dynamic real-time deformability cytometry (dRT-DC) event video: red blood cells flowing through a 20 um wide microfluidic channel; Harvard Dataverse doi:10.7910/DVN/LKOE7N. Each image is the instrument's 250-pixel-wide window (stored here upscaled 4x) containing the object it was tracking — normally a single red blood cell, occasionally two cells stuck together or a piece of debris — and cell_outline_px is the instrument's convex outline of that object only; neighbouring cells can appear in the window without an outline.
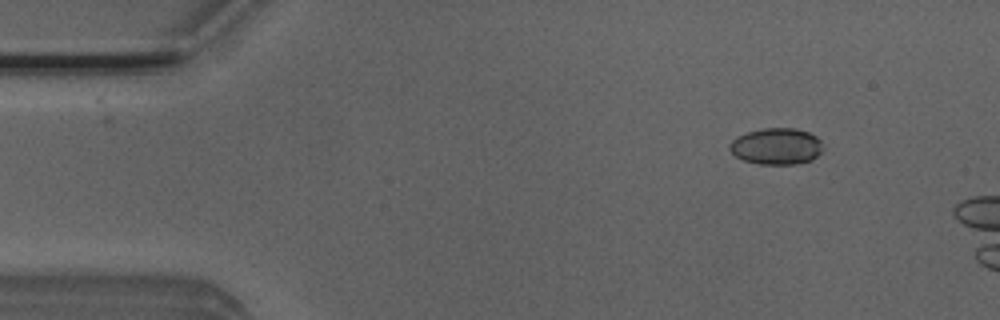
{"species": "Egyptian fruit bat (a non-hibernating species)", "species_latin": "Rousettus aegyptiacus", "temperature_condition": "room temperature", "stored_images_in_passage": 3, "camera_frame_rate_fps": 3000, "um_per_image_px": 0.085, "animal": {"sex": "male"}, "frame": {"image": 1, "passage_image": 1, "time_ms": 0.0, "image_size_px": [1000, 320], "cell_outline_px": [[824, 148], [812, 160], [796, 164], [760, 164], [744, 160], [736, 156], [728, 148], [728, 144], [736, 136], [760, 128], [796, 128], [808, 132], [816, 136], [820, 140]], "centroid_in_image_um": [65.99, 12.42], "position_along_channel_um": 19.0, "area_um2": 19.94}}